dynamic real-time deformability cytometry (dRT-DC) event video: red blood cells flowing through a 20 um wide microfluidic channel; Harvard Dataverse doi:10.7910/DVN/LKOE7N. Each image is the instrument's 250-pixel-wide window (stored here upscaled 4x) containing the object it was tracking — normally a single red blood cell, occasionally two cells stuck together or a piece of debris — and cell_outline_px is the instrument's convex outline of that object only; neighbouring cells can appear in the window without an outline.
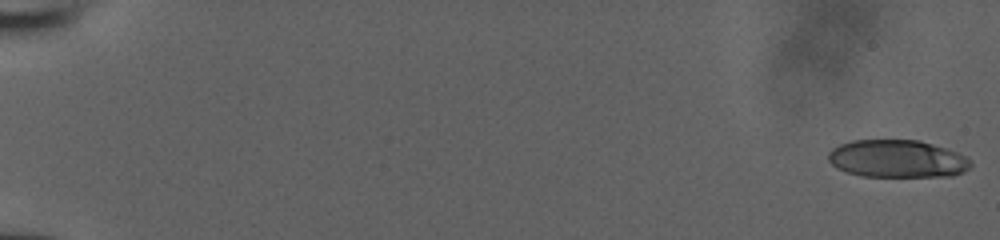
{"species": "human", "species_latin": "Homo sapiens", "temperature_condition": "room temperature", "stored_images_in_passage": 52, "camera_frame_rate_fps": 3000, "um_per_image_px": 0.085, "donor": {"sex": "male"}, "frame": {"image": 1, "passage_image": 1, "time_ms": 0.0, "image_size_px": [1000, 240], "cell_outline_px": [[972, 164], [964, 172], [952, 176], [860, 176], [844, 172], [836, 168], [828, 160], [828, 152], [832, 148], [840, 144], [852, 140], [920, 140], [968, 156]], "centroid_in_image_um": [76.24, 13.5], "position_along_channel_um": 8.8, "area_um2": 31.39}}
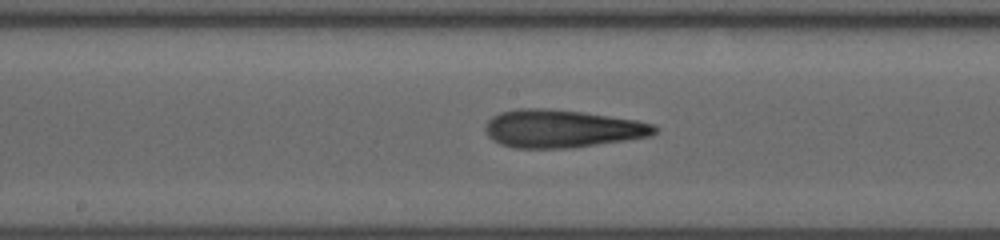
{"frame": {"image": 2, "passage_image": 30, "time_ms": 9.667, "image_size_px": [1000, 240], "cell_outline_px": [[660, 128], [652, 136], [572, 148], [512, 148], [500, 144], [492, 140], [488, 136], [484, 128], [484, 124], [492, 116], [500, 112], [516, 108], [548, 108], [584, 112], [636, 120], [656, 124]], "centroid_in_image_um": [47.76, 10.93], "position_along_channel_um": 200.4, "area_um2": 37.86}}
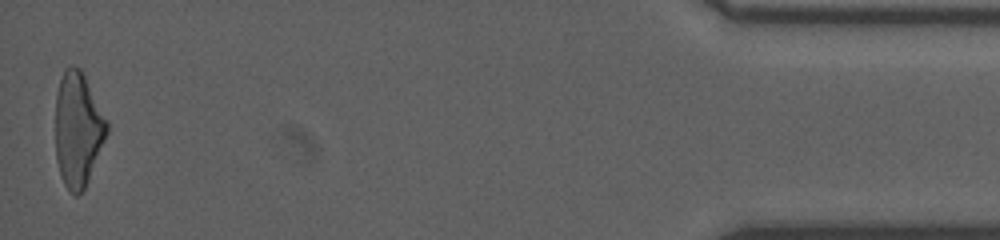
{"frame": {"image": 3, "passage_image": 52, "time_ms": 17.0, "image_size_px": [1000, 240], "cell_outline_px": [[108, 132], [88, 180], [84, 188], [76, 196], [72, 196], [68, 192], [60, 176], [56, 160], [56, 92], [64, 68], [68, 64], [72, 64], [80, 68], [108, 124]], "centroid_in_image_um": [6.59, 11.02], "position_along_channel_um": 428.6, "area_um2": 34.1}}